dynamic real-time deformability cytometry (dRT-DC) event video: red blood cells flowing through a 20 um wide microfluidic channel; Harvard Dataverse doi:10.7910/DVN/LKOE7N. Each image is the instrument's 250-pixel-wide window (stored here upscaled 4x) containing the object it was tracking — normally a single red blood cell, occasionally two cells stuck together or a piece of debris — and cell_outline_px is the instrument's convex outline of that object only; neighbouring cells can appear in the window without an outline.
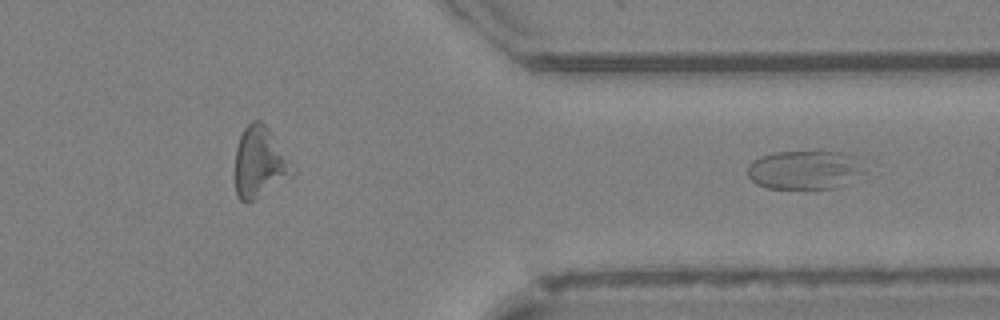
{"species": "Egyptian fruit bat (a non-hibernating species)", "species_latin": "Rousettus aegyptiacus", "temperature_condition": "cold", "stored_images_in_passage": 34, "segment_of_instrument_passage": [2, 2], "camera_frame_rate_fps": 3000, "um_per_image_px": 0.085, "animal": {"sex": "female"}, "frame": {"image": 1, "passage_image": 34, "time_ms": 11.0, "image_size_px": [1000, 320], "cell_outline_px": [[872, 160], [864, 172], [836, 188], [768, 188], [756, 184], [748, 176], [748, 164], [752, 160], [760, 156], [772, 152], [844, 152], [860, 156]], "centroid_in_image_um": [68.52, 14.4], "position_along_channel_um": 342.9, "area_um2": 27.17}}